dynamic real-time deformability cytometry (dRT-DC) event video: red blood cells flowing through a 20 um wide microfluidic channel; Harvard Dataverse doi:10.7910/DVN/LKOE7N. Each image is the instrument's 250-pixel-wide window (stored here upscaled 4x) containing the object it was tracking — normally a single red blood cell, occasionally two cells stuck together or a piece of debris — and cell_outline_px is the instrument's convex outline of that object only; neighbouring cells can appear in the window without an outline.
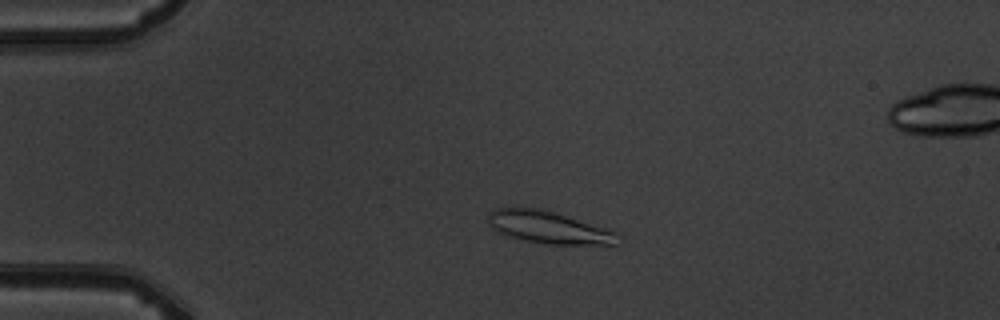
{"species": "common noctule bat (a hibernating species)", "species_latin": "Nyctalus noctula", "temperature_condition": "warm", "stored_images_in_passage": 6, "camera_frame_rate_fps": 3000, "um_per_image_px": 0.085, "animal": {"sex": "male", "body_mass_g": 19.5, "forearm_length_mm": 54.6}, "frame": {"image": 1, "passage_image": 4, "time_ms": 3.333, "image_size_px": [1000, 320], "cell_outline_px": [[616, 244], [548, 244], [524, 240], [508, 236], [492, 228], [488, 220], [488, 212], [492, 208], [540, 208], [556, 212], [604, 228], [612, 232]], "centroid_in_image_um": [46.5, 19.3], "position_along_channel_um": 38.5, "area_um2": 23.7}}